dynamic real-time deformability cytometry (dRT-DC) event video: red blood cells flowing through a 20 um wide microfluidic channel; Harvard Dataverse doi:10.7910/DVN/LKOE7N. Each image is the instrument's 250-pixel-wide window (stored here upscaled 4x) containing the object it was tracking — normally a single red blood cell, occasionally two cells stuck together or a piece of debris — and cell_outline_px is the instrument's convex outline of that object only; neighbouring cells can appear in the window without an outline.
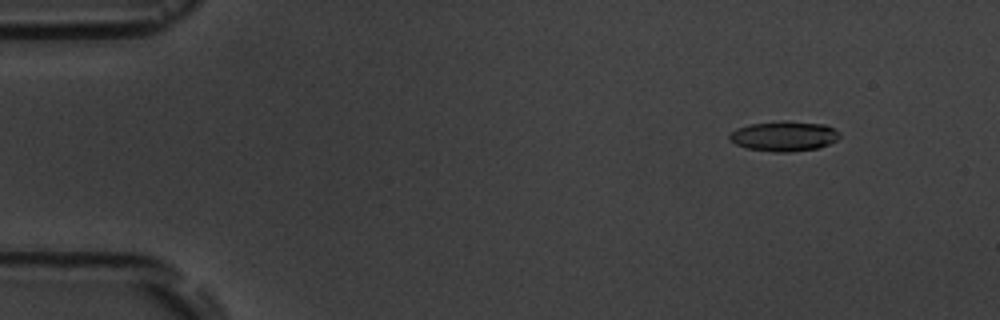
{"species": "common noctule bat (a hibernating species)", "species_latin": "Nyctalus noctula", "temperature_condition": "room temperature", "stored_images_in_passage": 5, "camera_frame_rate_fps": 3000, "um_per_image_px": 0.085, "animal": {"sex": "male", "body_mass_g": 19.5, "forearm_length_mm": 54.6}, "frame": {"image": 1, "passage_image": 2, "time_ms": 1.0, "image_size_px": [1000, 320], "cell_outline_px": [[840, 136], [836, 140], [820, 148], [788, 152], [772, 152], [748, 148], [736, 144], [728, 140], [728, 136], [736, 128], [748, 124], [784, 120], [788, 120], [824, 124], [840, 132]], "centroid_in_image_um": [66.63, 11.56], "position_along_channel_um": 18.4, "area_um2": 19.48}}
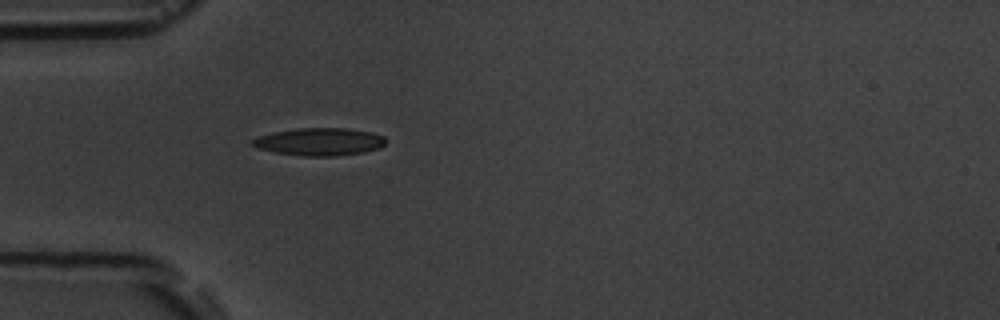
{"frame": {"image": 2, "passage_image": 5, "time_ms": 4.667, "image_size_px": [1000, 320], "cell_outline_px": [[388, 140], [380, 148], [364, 152], [336, 156], [304, 156], [276, 152], [256, 148], [248, 144], [252, 140], [260, 136], [272, 132], [300, 128], [344, 128], [372, 132], [384, 136]], "centroid_in_image_um": [27.17, 12.05], "position_along_channel_um": 57.8, "area_um2": 21.56}}